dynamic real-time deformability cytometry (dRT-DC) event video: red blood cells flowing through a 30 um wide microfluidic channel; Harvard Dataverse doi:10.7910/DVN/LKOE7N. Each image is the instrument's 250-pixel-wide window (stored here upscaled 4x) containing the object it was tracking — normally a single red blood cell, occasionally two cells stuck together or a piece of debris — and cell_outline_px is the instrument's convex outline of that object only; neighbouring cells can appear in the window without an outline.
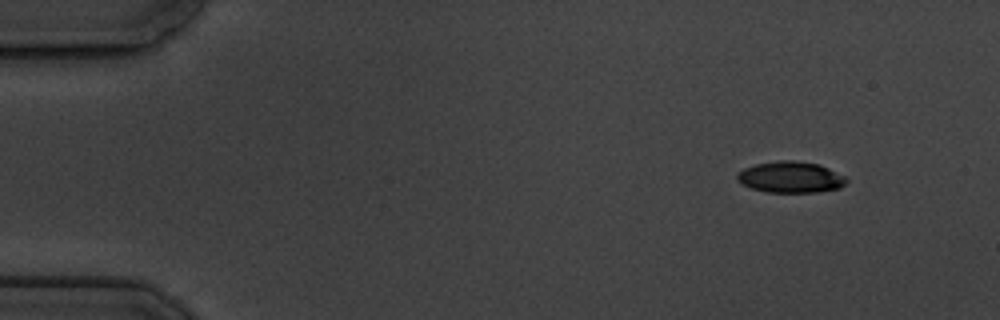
{"species": "common noctule bat (a hibernating species)", "species_latin": "Nyctalus noctula", "temperature_condition": "cold", "stored_images_in_passage": 5, "camera_frame_rate_fps": 3000, "um_per_image_px": 0.085, "animal": {"sex": "male", "body_mass_g": 19.5, "forearm_length_mm": 54.6}, "frame": {"image": 1, "passage_image": 1, "time_ms": 0.0, "image_size_px": [1000, 320], "cell_outline_px": [[848, 180], [840, 188], [816, 192], [768, 192], [752, 188], [736, 180], [736, 172], [744, 168], [756, 164], [780, 160], [792, 160], [820, 164], [844, 176]], "centroid_in_image_um": [67.18, 15.05], "position_along_channel_um": 17.8, "area_um2": 19.83}}
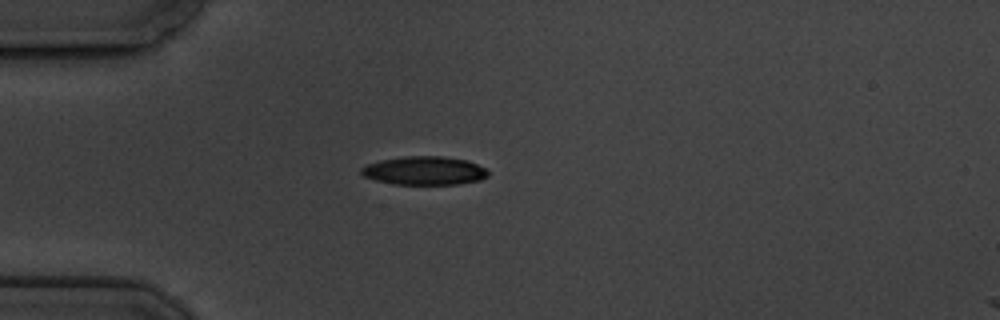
{"frame": {"image": 2, "passage_image": 4, "time_ms": 3.333, "image_size_px": [1000, 320], "cell_outline_px": [[488, 176], [480, 180], [456, 184], [392, 184], [376, 180], [364, 176], [360, 172], [360, 168], [368, 164], [380, 160], [404, 156], [444, 156], [468, 160], [484, 168], [488, 172]], "centroid_in_image_um": [36.06, 14.5], "position_along_channel_um": 48.9, "area_um2": 21.04}}